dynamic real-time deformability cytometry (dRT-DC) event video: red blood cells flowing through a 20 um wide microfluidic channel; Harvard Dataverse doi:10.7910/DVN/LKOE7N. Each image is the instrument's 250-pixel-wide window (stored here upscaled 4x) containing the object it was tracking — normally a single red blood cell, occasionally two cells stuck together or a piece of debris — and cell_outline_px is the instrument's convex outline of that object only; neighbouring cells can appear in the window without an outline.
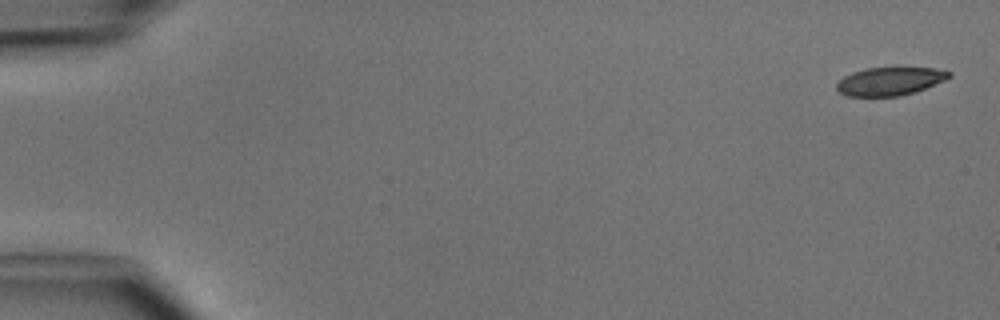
{"species": "common noctule bat (a hibernating species)", "species_latin": "Nyctalus noctula", "temperature_condition": "cold", "stored_images_in_passage": 4, "camera_frame_rate_fps": 3000, "um_per_image_px": 0.085, "animal": {"sex": "male", "body_mass_g": 15.6}, "frame": {"image": 1, "passage_image": 1, "time_ms": 0.0, "image_size_px": [1000, 320], "cell_outline_px": [[952, 76], [944, 80], [916, 92], [900, 96], [848, 96], [840, 92], [836, 88], [836, 84], [844, 76], [852, 72], [868, 68], [932, 68], [952, 72]], "centroid_in_image_um": [75.64, 6.91], "position_along_channel_um": 9.4, "area_um2": 18.32}}
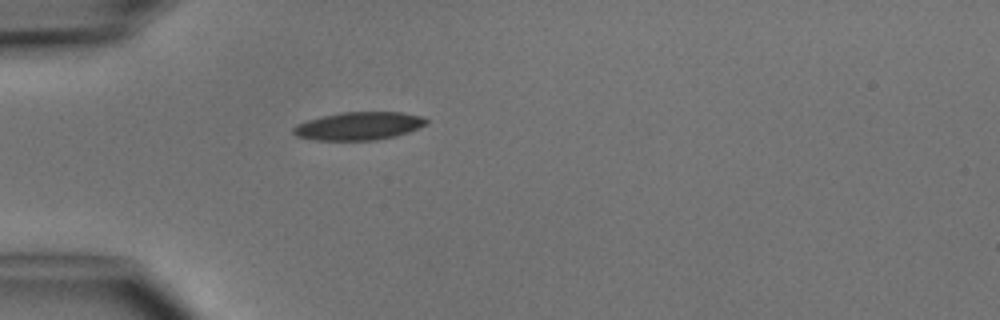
{"frame": {"image": 2, "passage_image": 4, "time_ms": 4.333, "image_size_px": [1000, 320], "cell_outline_px": [[428, 124], [408, 132], [396, 136], [376, 140], [316, 140], [296, 136], [292, 132], [292, 128], [296, 124], [308, 120], [340, 112], [400, 112], [424, 116], [428, 120]], "centroid_in_image_um": [30.52, 10.71], "position_along_channel_um": 54.5, "area_um2": 21.79}}